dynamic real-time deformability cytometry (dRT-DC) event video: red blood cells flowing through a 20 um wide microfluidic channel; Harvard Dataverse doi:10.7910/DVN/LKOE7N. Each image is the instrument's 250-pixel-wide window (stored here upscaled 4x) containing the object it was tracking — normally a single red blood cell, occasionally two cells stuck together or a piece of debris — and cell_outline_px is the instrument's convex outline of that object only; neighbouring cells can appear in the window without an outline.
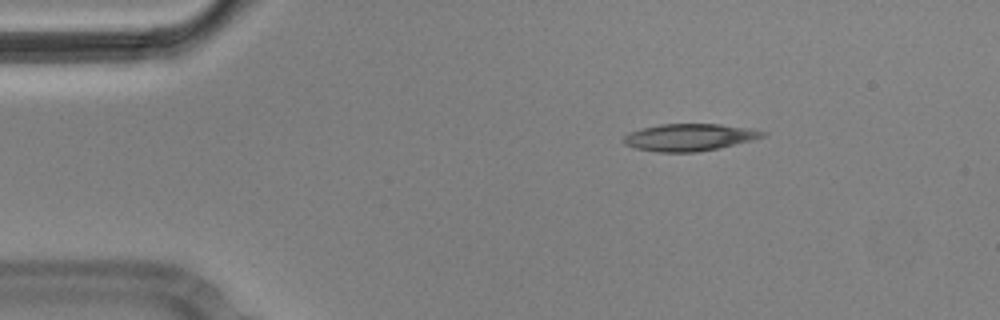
{"species": "Egyptian fruit bat (a non-hibernating species)", "species_latin": "Rousettus aegyptiacus", "temperature_condition": "cold", "stored_images_in_passage": 3, "camera_frame_rate_fps": 3000, "um_per_image_px": 0.085, "animal": {"sex": "male"}, "frame": {"image": 1, "passage_image": 1, "time_ms": 0.0, "image_size_px": [1000, 320], "cell_outline_px": [[768, 136], [752, 140], [716, 148], [696, 152], [656, 152], [636, 148], [624, 144], [624, 136], [628, 132], [660, 124], [720, 124], [748, 128], [768, 132]], "centroid_in_image_um": [58.61, 11.66], "position_along_channel_um": 26.4, "area_um2": 21.85}}